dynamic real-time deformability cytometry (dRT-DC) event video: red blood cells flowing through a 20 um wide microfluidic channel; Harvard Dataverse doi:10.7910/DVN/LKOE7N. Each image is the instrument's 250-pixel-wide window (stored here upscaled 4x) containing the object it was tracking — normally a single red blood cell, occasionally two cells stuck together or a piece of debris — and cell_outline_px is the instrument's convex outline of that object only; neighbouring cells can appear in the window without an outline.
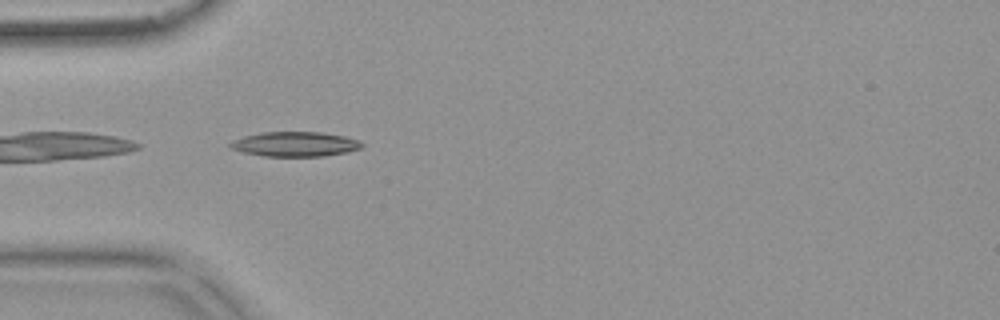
{"species": "common noctule bat (a hibernating species)", "species_latin": "Nyctalus noctula", "temperature_condition": "warm", "stored_images_in_passage": 23, "camera_frame_rate_fps": 3000, "um_per_image_px": 0.085, "animal": {"sex": "female", "body_mass_g": 18.4}, "frame": {"image": 1, "passage_image": 1, "time_ms": 0.0, "image_size_px": [1000, 320], "cell_outline_px": [[364, 144], [360, 148], [348, 152], [324, 156], [264, 156], [244, 152], [228, 148], [228, 144], [232, 140], [244, 136], [260, 132], [320, 132], [344, 136], [356, 140]], "centroid_in_image_um": [25.03, 12.25], "position_along_channel_um": 60.0, "area_um2": 18.96}}
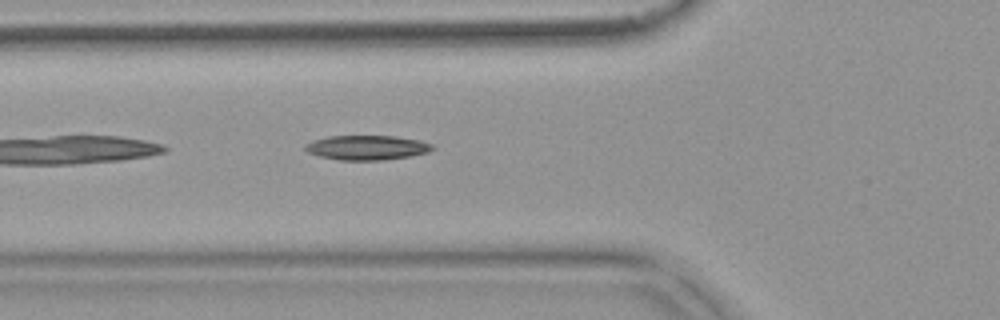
{"frame": {"image": 2, "passage_image": 4, "time_ms": 1.0, "image_size_px": [1000, 320], "cell_outline_px": [[436, 148], [428, 152], [408, 156], [380, 160], [340, 160], [320, 156], [308, 152], [304, 148], [304, 144], [312, 140], [328, 136], [396, 136], [420, 140], [432, 144]], "centroid_in_image_um": [31.18, 12.53], "position_along_channel_um": 94.6, "area_um2": 18.21}}